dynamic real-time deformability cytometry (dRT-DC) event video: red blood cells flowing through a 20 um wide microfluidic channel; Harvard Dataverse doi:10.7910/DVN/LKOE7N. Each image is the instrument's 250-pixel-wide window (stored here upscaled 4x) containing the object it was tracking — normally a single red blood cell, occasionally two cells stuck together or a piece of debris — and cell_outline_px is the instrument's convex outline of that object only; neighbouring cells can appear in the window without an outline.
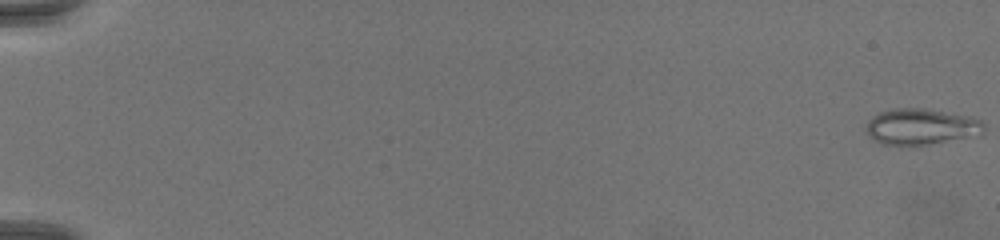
{"species": "common noctule bat (a hibernating species)", "species_latin": "Nyctalus noctula", "temperature_condition": "warm", "stored_images_in_passage": 71, "camera_frame_rate_fps": 3000, "um_per_image_px": 0.085, "animal": {"sex": "female", "body_mass_g": 19.5, "forearm_length_mm": 54.1}, "frame": {"image": 1, "passage_image": 1, "time_ms": 0.0, "image_size_px": [1000, 240], "cell_outline_px": [[984, 128], [968, 136], [912, 148], [880, 144], [868, 136], [864, 132], [864, 128], [868, 120], [872, 116], [880, 112], [896, 108], [924, 108], [968, 116], [980, 120], [984, 124]], "centroid_in_image_um": [78.13, 10.79], "position_along_channel_um": 6.9, "area_um2": 24.97}}
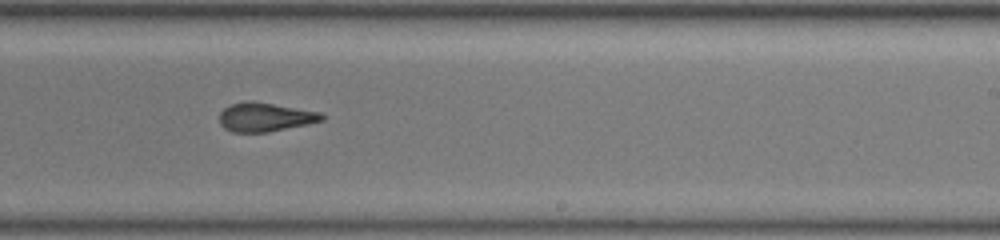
{"frame": {"image": 2, "passage_image": 47, "time_ms": 15.333, "image_size_px": [1000, 240], "cell_outline_px": [[324, 120], [308, 124], [268, 132], [232, 132], [224, 128], [220, 124], [220, 112], [224, 108], [232, 104], [244, 100], [252, 100], [320, 112], [324, 116]], "centroid_in_image_um": [22.52, 9.94], "position_along_channel_um": 266.5, "area_um2": 17.28}}
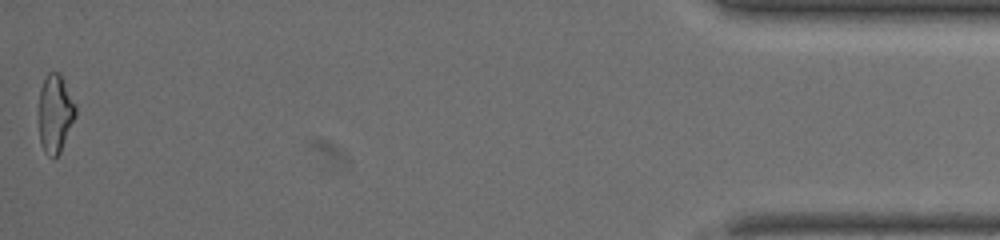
{"frame": {"image": 3, "passage_image": 71, "time_ms": 23.333, "image_size_px": [1000, 240], "cell_outline_px": [[76, 116], [60, 152], [52, 160], [44, 152], [40, 144], [40, 88], [48, 72], [60, 72], [76, 104]], "centroid_in_image_um": [4.71, 9.66], "position_along_channel_um": 430.5, "area_um2": 16.76}}